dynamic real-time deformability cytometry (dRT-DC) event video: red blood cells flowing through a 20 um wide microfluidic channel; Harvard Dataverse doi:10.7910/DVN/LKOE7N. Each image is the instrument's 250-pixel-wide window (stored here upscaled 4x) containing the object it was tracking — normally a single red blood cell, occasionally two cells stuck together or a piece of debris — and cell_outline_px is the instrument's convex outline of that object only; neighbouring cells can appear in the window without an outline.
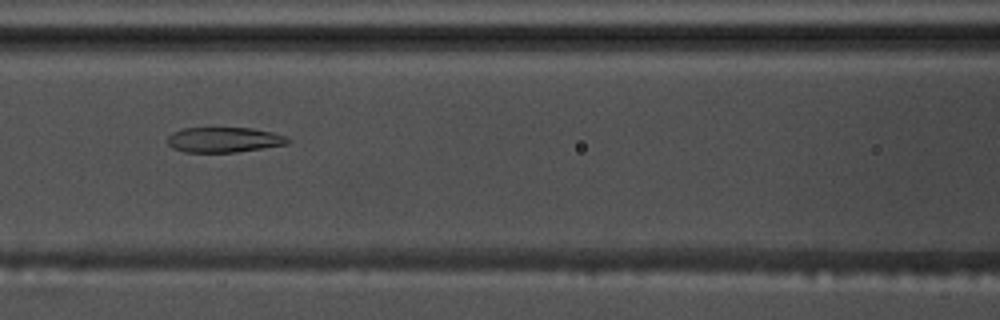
{"species": "common noctule bat (a hibernating species)", "species_latin": "Nyctalus noctula", "temperature_condition": "warm", "stored_images_in_passage": 56, "camera_frame_rate_fps": 3000, "um_per_image_px": 0.085, "animal": {"sex": "male", "body_mass_g": 17.5, "forearm_length_mm": 52.3}, "frame": {"image": 1, "passage_image": 25, "time_ms": 8.0, "image_size_px": [1000, 320], "cell_outline_px": [[292, 140], [288, 144], [236, 152], [184, 152], [172, 148], [168, 144], [168, 136], [172, 132], [180, 128], [252, 128], [272, 132], [284, 136]], "centroid_in_image_um": [19.02, 11.88], "position_along_channel_um": 147.6, "area_um2": 17.69}}
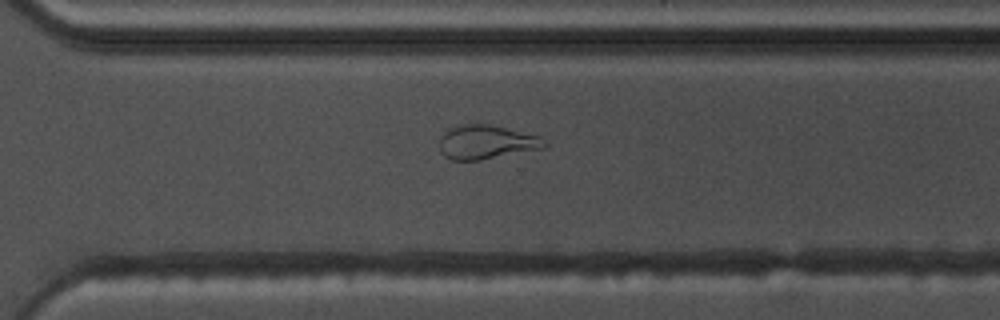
{"frame": {"image": 2, "passage_image": 40, "time_ms": 13.0, "image_size_px": [1000, 320], "cell_outline_px": [[548, 144], [544, 148], [480, 160], [452, 160], [444, 156], [440, 152], [440, 136], [448, 128], [464, 124], [492, 124], [540, 136]], "centroid_in_image_um": [41.33, 12.07], "position_along_channel_um": 329.3, "area_um2": 20.92}}
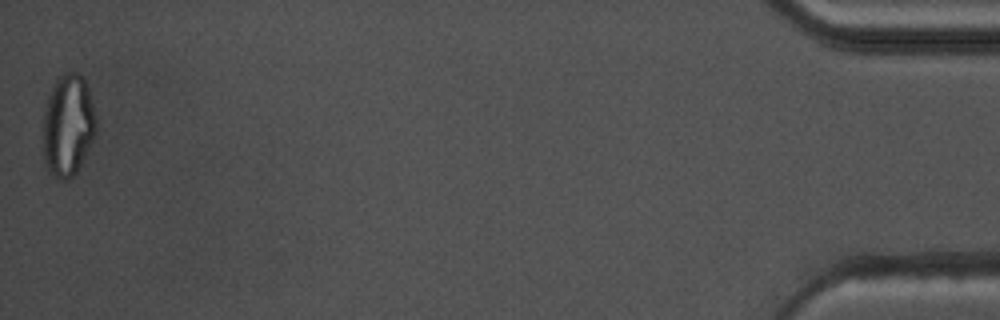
{"frame": {"image": 3, "passage_image": 56, "time_ms": 18.333, "image_size_px": [1000, 320], "cell_outline_px": [[96, 132], [76, 172], [68, 180], [60, 180], [48, 168], [44, 160], [44, 108], [48, 96], [56, 80], [60, 76], [68, 72], [76, 72], [84, 76], [88, 88], [96, 116]], "centroid_in_image_um": [5.79, 10.61], "position_along_channel_um": 429.4, "area_um2": 31.1}, "authors_computed_cell_mechanics": {"area_um2": 23.2356, "velocity_mm_per_s": 3.644, "shape_relaxation_time_tau1_ms": null, "shape_relaxation_time_tau2_ms": 1.7141, "deformation_change_tau1": null, "deformation_change_tau2": 0.0947}}